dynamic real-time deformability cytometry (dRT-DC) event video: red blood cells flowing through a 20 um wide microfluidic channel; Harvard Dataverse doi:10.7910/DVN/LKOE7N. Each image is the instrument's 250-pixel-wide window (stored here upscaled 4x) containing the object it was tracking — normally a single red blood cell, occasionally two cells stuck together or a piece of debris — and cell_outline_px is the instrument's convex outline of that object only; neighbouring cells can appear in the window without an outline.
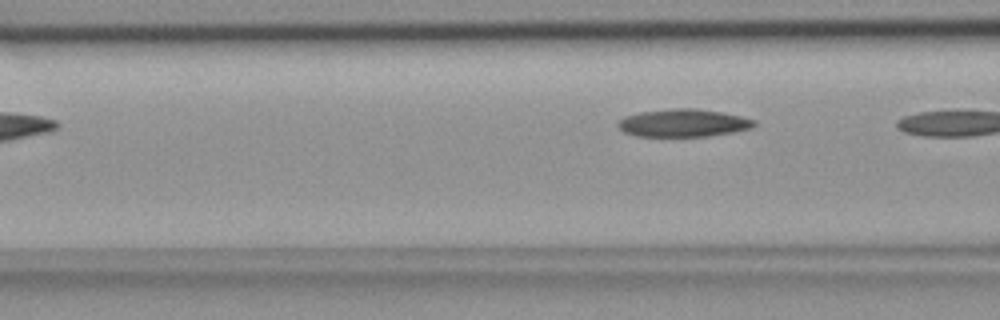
{"species": "common noctule bat (a hibernating species)", "species_latin": "Nyctalus noctula", "temperature_condition": "room temperature", "stored_images_in_passage": 4, "camera_frame_rate_fps": 3000, "um_per_image_px": 0.085, "animal": {"sex": "female", "body_mass_g": 18.4}, "frame": {"image": 1, "passage_image": 4, "time_ms": 1.0, "image_size_px": [1000, 320], "cell_outline_px": [[756, 124], [752, 128], [732, 132], [708, 136], [636, 136], [624, 132], [616, 124], [624, 116], [640, 112], [676, 108], [696, 108], [720, 112], [740, 116], [756, 120]], "centroid_in_image_um": [58.08, 10.45], "position_along_channel_um": 108.5, "area_um2": 21.91}}